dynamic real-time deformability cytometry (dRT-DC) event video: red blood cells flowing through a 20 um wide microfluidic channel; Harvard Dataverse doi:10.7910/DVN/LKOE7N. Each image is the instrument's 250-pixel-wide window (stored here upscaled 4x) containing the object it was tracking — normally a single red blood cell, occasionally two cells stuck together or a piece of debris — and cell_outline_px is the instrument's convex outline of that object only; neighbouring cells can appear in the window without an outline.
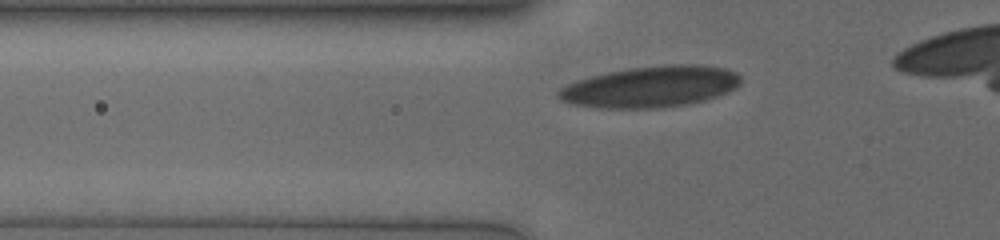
{"species": "human", "species_latin": "Homo sapiens", "temperature_condition": "cold", "stored_images_in_passage": 35, "camera_frame_rate_fps": 3000, "um_per_image_px": 0.085, "donor": {"sex": "male"}, "frame": {"image": 1, "passage_image": 7, "time_ms": 2.0, "image_size_px": [1000, 240], "cell_outline_px": [[740, 84], [736, 88], [716, 96], [704, 100], [688, 104], [660, 108], [600, 108], [568, 104], [560, 100], [556, 96], [556, 92], [560, 88], [576, 80], [608, 72], [628, 68], [668, 64], [696, 64], [724, 68], [736, 72], [740, 76]], "centroid_in_image_um": [55.27, 7.37], "position_along_channel_um": 70.5, "area_um2": 43.99}}
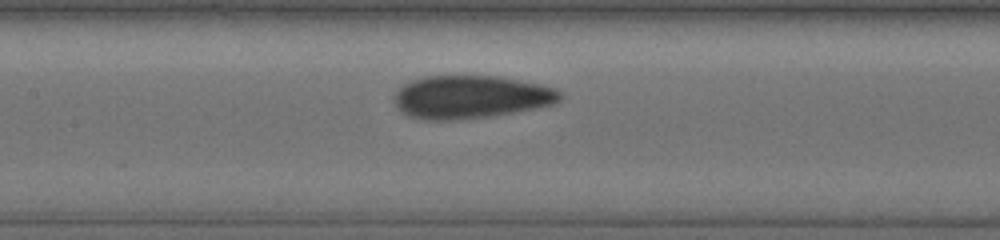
{"frame": {"image": 2, "passage_image": 15, "time_ms": 4.667, "image_size_px": [1000, 240], "cell_outline_px": [[564, 96], [560, 100], [552, 104], [536, 108], [488, 116], [448, 120], [428, 120], [408, 116], [396, 104], [396, 88], [400, 84], [424, 76], [496, 76], [540, 84], [556, 88]], "centroid_in_image_um": [40.01, 8.23], "position_along_channel_um": 167.4, "area_um2": 41.27}}
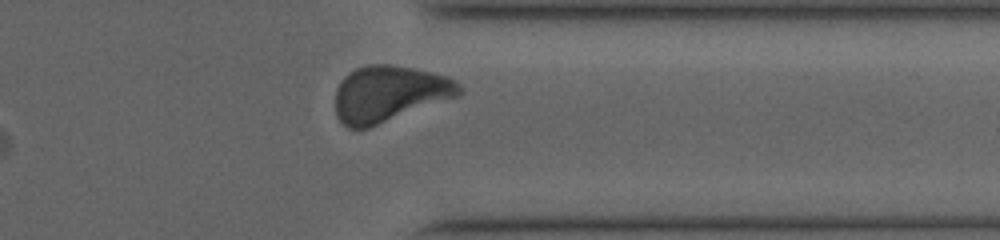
{"frame": {"image": 3, "passage_image": 32, "time_ms": 10.333, "image_size_px": [1000, 240], "cell_outline_px": [[464, 92], [460, 96], [368, 128], [348, 128], [336, 116], [336, 88], [344, 76], [348, 72], [356, 68], [368, 64], [392, 64], [412, 68], [448, 76], [456, 80], [464, 88]], "centroid_in_image_um": [33.12, 7.96], "position_along_channel_um": 378.3, "area_um2": 40.86}, "authors_computed_cell_mechanics": {"area_um2": 40.8646, "velocity_mm_per_s": 3.7328, "shape_relaxation_time_tau1_ms": 4.8171, "shape_relaxation_time_tau2_ms": 0.8804, "deformation_change_tau1": 0.1279, "deformation_change_tau2": 0.0476}}